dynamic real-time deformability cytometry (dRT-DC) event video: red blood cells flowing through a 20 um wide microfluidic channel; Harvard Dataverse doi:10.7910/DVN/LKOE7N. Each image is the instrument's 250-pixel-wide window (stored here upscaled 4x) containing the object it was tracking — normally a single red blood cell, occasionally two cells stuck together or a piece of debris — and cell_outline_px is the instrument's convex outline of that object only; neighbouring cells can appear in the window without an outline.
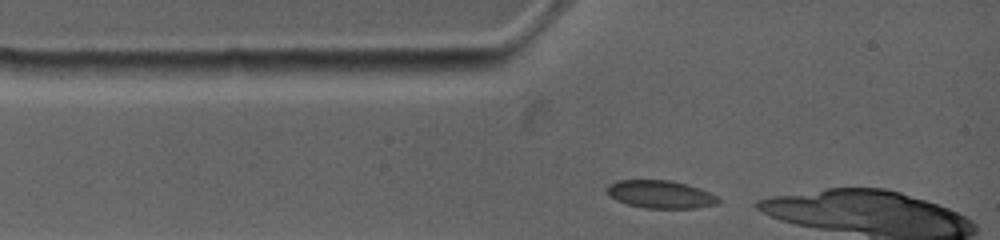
{"species": "common noctule bat (a hibernating species)", "species_latin": "Nyctalus noctula", "temperature_condition": "warm", "stored_images_in_passage": 14, "camera_frame_rate_fps": 4500, "um_per_image_px": 0.085, "animal": {"sex": "female", "body_mass_g": 19.0, "forearm_length_mm": 53.3}, "frame": {"image": 1, "passage_image": 1, "time_ms": 0.0, "image_size_px": [1000, 240], "cell_outline_px": [[720, 200], [716, 204], [696, 208], [644, 208], [628, 204], [616, 200], [604, 188], [608, 184], [616, 180], [672, 180], [688, 184], [700, 188], [720, 196]], "centroid_in_image_um": [56.16, 16.51], "position_along_channel_um": 28.8, "area_um2": 18.26}}
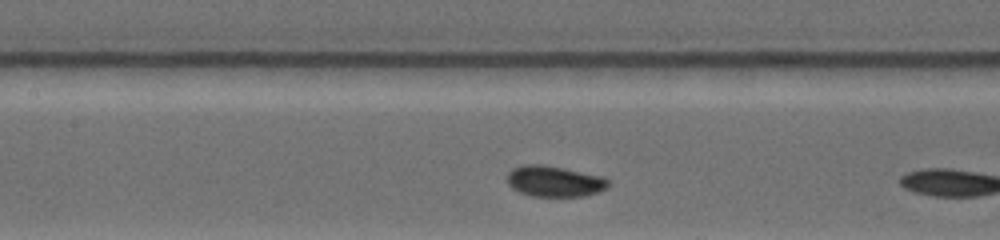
{"frame": {"image": 2, "passage_image": 10, "time_ms": 3.556, "image_size_px": [1000, 240], "cell_outline_px": [[612, 184], [608, 188], [600, 192], [584, 196], [532, 196], [520, 192], [512, 188], [508, 184], [508, 172], [516, 168], [528, 164], [536, 164], [560, 168], [604, 176], [612, 180]], "centroid_in_image_um": [47.23, 15.43], "position_along_channel_um": 160.2, "area_um2": 18.15}}